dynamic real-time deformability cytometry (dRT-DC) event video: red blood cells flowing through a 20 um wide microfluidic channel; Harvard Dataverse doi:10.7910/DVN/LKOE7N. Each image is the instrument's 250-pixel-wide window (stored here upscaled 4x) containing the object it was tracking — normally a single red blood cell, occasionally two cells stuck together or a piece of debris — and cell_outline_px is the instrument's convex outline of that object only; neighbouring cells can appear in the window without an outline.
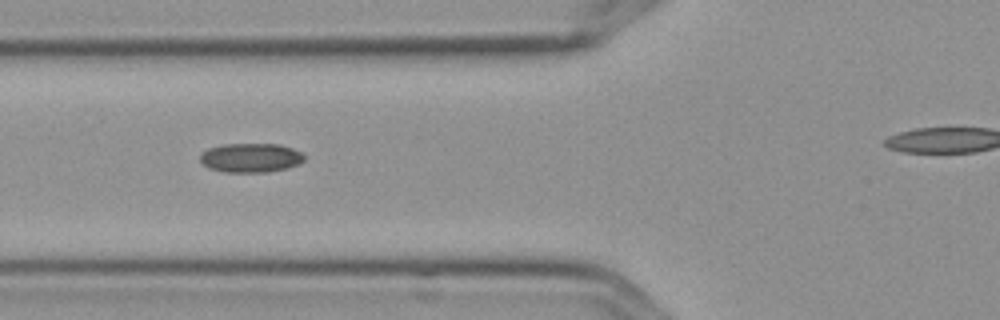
{"species": "Egyptian fruit bat (a non-hibernating species)", "species_latin": "Rousettus aegyptiacus", "temperature_condition": "cold", "stored_images_in_passage": 13, "segment_of_instrument_passage": [2, 2], "camera_frame_rate_fps": 3000, "um_per_image_px": 0.085, "frame": {"image": 1, "passage_image": 6, "time_ms": 1.667, "image_size_px": [1000, 320], "cell_outline_px": [[304, 160], [296, 164], [284, 168], [264, 172], [224, 172], [208, 168], [200, 160], [200, 152], [208, 148], [224, 144], [280, 144], [292, 148], [300, 152], [304, 156]], "centroid_in_image_um": [21.25, 13.4], "position_along_channel_um": 104.5, "area_um2": 17.57}}
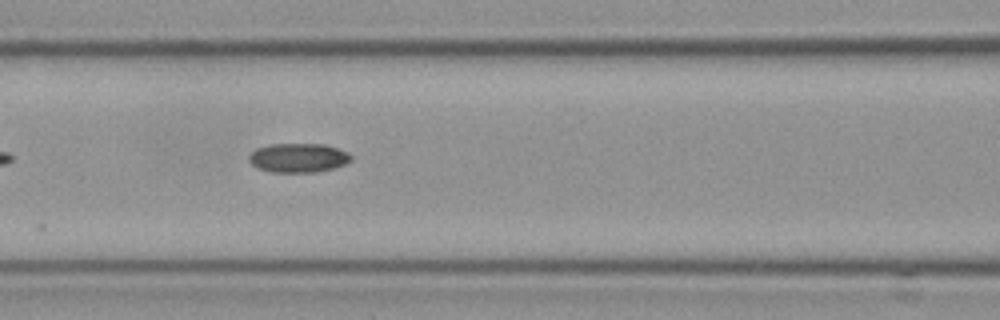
{"frame": {"image": 2, "passage_image": 7, "time_ms": 2.0, "image_size_px": [1000, 320], "cell_outline_px": [[352, 160], [344, 164], [332, 168], [316, 172], [272, 172], [256, 168], [248, 160], [248, 156], [256, 148], [272, 144], [324, 144], [348, 152], [352, 156]], "centroid_in_image_um": [25.34, 13.41], "position_along_channel_um": 141.3, "area_um2": 17.34}}
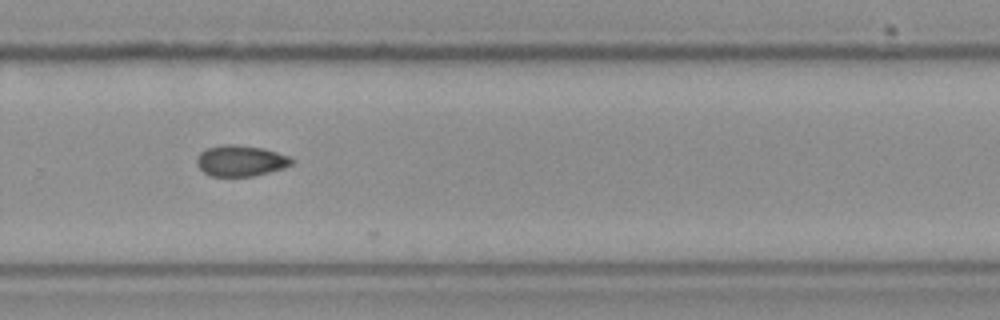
{"frame": {"image": 3, "passage_image": 11, "time_ms": 3.333, "image_size_px": [1000, 320], "cell_outline_px": [[292, 164], [284, 168], [252, 176], [212, 176], [204, 172], [196, 164], [196, 160], [200, 152], [208, 148], [224, 144], [236, 144], [264, 148], [288, 156], [292, 160]], "centroid_in_image_um": [20.44, 13.66], "position_along_channel_um": 309.4, "area_um2": 16.99}}